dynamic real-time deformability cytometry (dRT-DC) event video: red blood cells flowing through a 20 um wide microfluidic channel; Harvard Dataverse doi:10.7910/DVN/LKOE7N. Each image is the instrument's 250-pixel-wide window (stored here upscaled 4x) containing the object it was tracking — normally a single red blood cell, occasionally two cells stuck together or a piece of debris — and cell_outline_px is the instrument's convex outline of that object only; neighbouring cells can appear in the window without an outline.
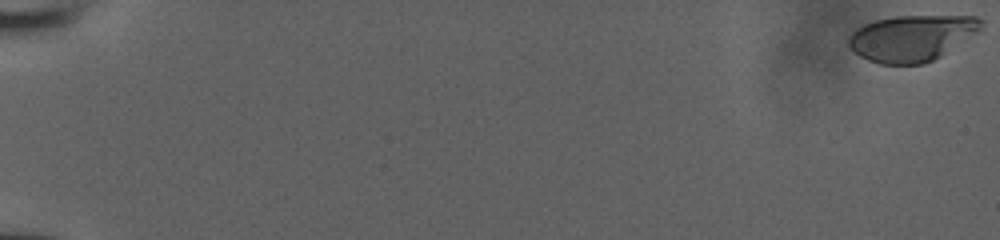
{"species": "human", "species_latin": "Homo sapiens", "temperature_condition": "room temperature", "stored_images_in_passage": 54, "camera_frame_rate_fps": 3000, "um_per_image_px": 0.085, "donor": {"sex": "male"}, "frame": {"image": 1, "passage_image": 1, "time_ms": 0.0, "image_size_px": [1000, 240], "cell_outline_px": [[984, 20], [980, 28], [976, 32], [940, 56], [924, 64], [880, 64], [868, 60], [860, 56], [848, 44], [848, 36], [852, 32], [864, 24], [876, 20], [896, 16], [976, 16]], "centroid_in_image_um": [77.47, 3.22], "position_along_channel_um": 7.5, "area_um2": 35.14}}
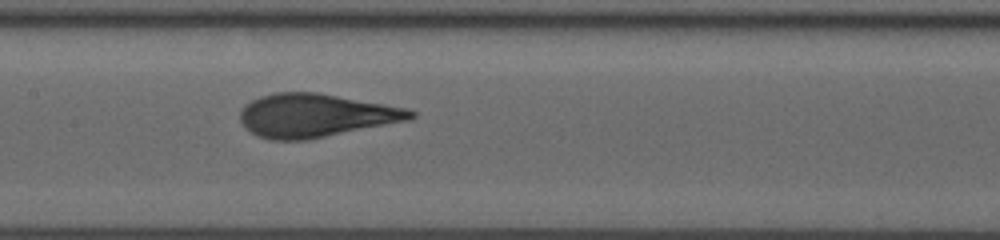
{"frame": {"image": 2, "passage_image": 30, "time_ms": 9.667, "image_size_px": [1000, 240], "cell_outline_px": [[416, 116], [408, 120], [308, 140], [272, 140], [260, 136], [244, 128], [240, 120], [240, 108], [244, 104], [260, 96], [276, 92], [320, 92], [408, 108], [416, 112]], "centroid_in_image_um": [26.81, 9.8], "position_along_channel_um": 180.6, "area_um2": 43.29}}
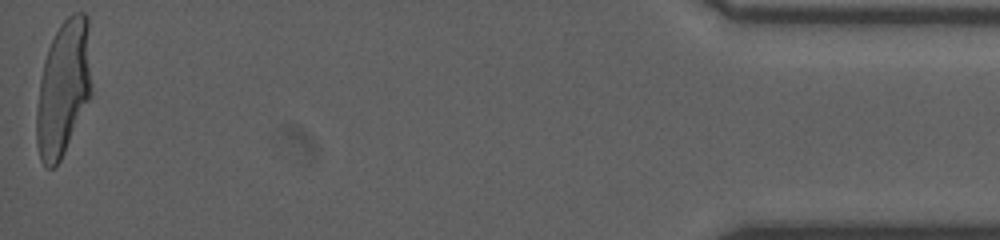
{"frame": {"image": 3, "passage_image": 54, "time_ms": 17.667, "image_size_px": [1000, 240], "cell_outline_px": [[92, 96], [60, 160], [52, 168], [44, 168], [40, 160], [36, 144], [36, 108], [40, 80], [44, 60], [48, 48], [60, 24], [72, 12], [84, 12], [88, 16], [92, 84]], "centroid_in_image_um": [5.4, 7.5], "position_along_channel_um": 429.8, "area_um2": 44.04}}